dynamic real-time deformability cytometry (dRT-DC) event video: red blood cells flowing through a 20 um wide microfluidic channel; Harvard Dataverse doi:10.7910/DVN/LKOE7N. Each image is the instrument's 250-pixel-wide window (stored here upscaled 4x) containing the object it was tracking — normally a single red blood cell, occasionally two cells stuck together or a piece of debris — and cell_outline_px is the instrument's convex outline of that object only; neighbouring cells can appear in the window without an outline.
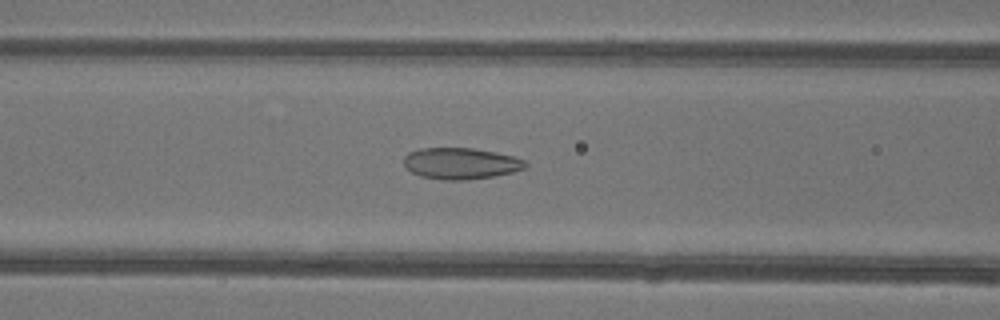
{"species": "common noctule bat (a hibernating species)", "species_latin": "Nyctalus noctula", "temperature_condition": "warm", "stored_images_in_passage": 27, "camera_frame_rate_fps": 3000, "um_per_image_px": 0.085, "animal": {"sex": "female"}, "frame": {"image": 1, "passage_image": 7, "time_ms": 2.0, "image_size_px": [1000, 320], "cell_outline_px": [[528, 164], [524, 168], [512, 172], [492, 176], [468, 180], [444, 180], [420, 176], [412, 172], [404, 164], [404, 156], [408, 152], [420, 148], [472, 148], [496, 152], [512, 156], [524, 160]], "centroid_in_image_um": [39.14, 13.89], "position_along_channel_um": 127.5, "area_um2": 22.14}}
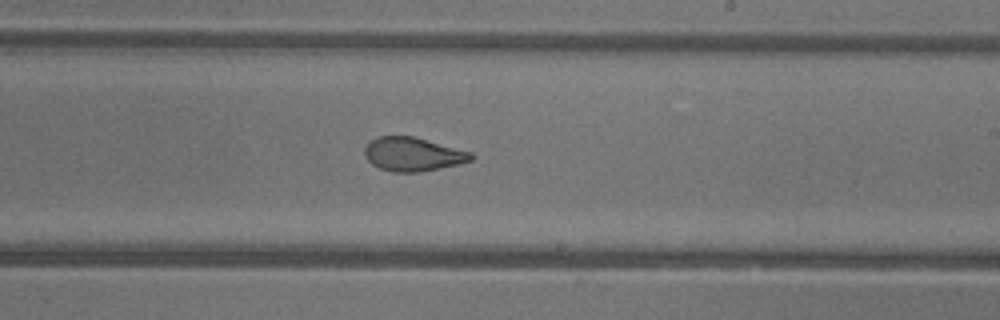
{"frame": {"image": 2, "passage_image": 16, "time_ms": 5.0, "image_size_px": [1000, 320], "cell_outline_px": [[476, 156], [472, 160], [460, 164], [420, 172], [392, 172], [380, 168], [372, 164], [364, 156], [364, 148], [372, 140], [380, 136], [412, 136], [472, 152]], "centroid_in_image_um": [35.11, 13.12], "position_along_channel_um": 253.9, "area_um2": 20.92}}
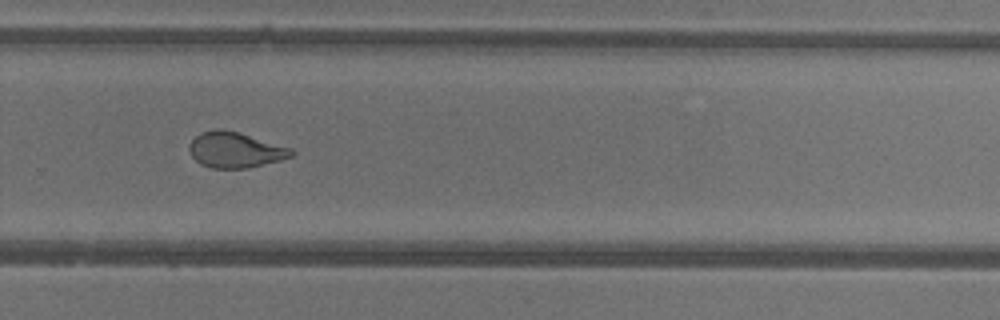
{"frame": {"image": 3, "passage_image": 20, "time_ms": 6.333, "image_size_px": [1000, 320], "cell_outline_px": [[296, 152], [292, 156], [280, 160], [248, 168], [212, 168], [200, 164], [192, 156], [188, 148], [188, 144], [196, 136], [204, 132], [216, 128], [220, 128], [236, 132], [292, 148]], "centroid_in_image_um": [19.98, 12.75], "position_along_channel_um": 309.8, "area_um2": 20.98}, "authors_computed_cell_mechanics": {"area_um2": 21.386, "velocity_mm_per_s": 4.2193, "shape_relaxation_time_tau1_ms": null, "shape_relaxation_time_tau2_ms": 0.9662, "deformation_change_tau1": null, "deformation_change_tau2": 0.064}}